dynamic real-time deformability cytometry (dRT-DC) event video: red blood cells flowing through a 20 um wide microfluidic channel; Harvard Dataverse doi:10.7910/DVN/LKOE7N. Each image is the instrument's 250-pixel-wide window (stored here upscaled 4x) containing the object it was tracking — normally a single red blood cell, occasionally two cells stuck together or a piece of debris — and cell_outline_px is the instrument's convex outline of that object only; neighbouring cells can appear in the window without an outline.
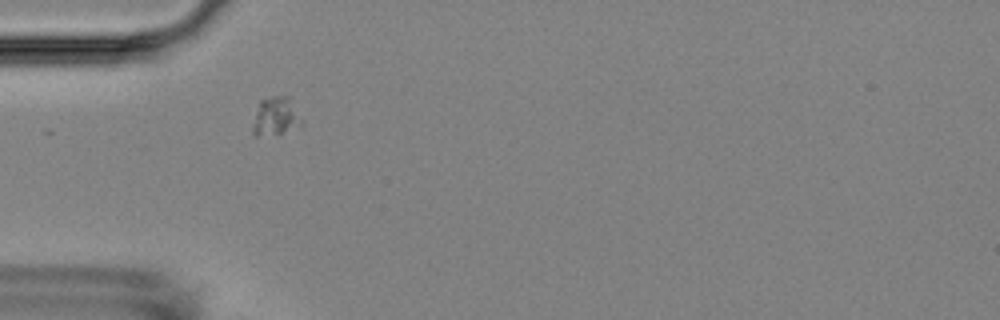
{"species": "Egyptian fruit bat (a non-hibernating species)", "species_latin": "Rousettus aegyptiacus", "temperature_condition": "room temperature", "stored_images_in_passage": 8, "camera_frame_rate_fps": 3000, "um_per_image_px": 0.085, "animal": {"sex": "female"}, "frame": {"image": 1, "passage_image": 1, "time_ms": 0.0, "image_size_px": [1000, 320], "cell_outline_px": [[304, 124], [300, 128], [280, 132], [256, 136], [252, 132], [252, 124], [260, 100], [272, 96], [288, 96]], "centroid_in_image_um": [23.44, 9.89], "position_along_channel_um": 61.6, "area_um2": 10.75}}
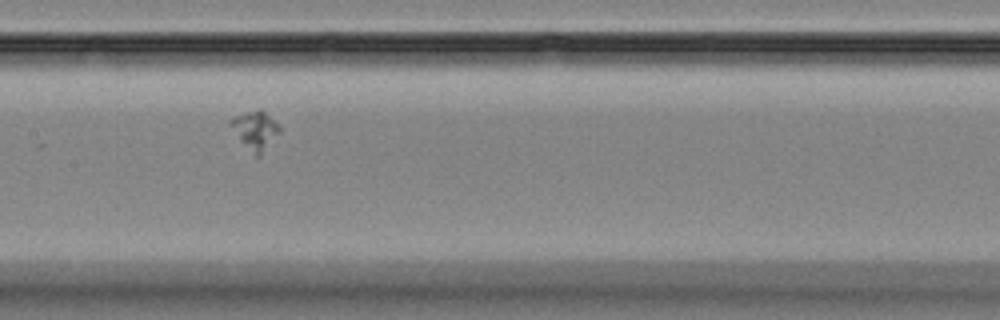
{"frame": {"image": 2, "passage_image": 4, "time_ms": 3.667, "image_size_px": [1000, 320], "cell_outline_px": [[280, 132], [260, 156], [256, 156], [240, 140], [228, 124], [228, 120], [236, 116], [260, 108], [280, 124]], "centroid_in_image_um": [21.71, 11.05], "position_along_channel_um": 185.7, "area_um2": 10.87}}
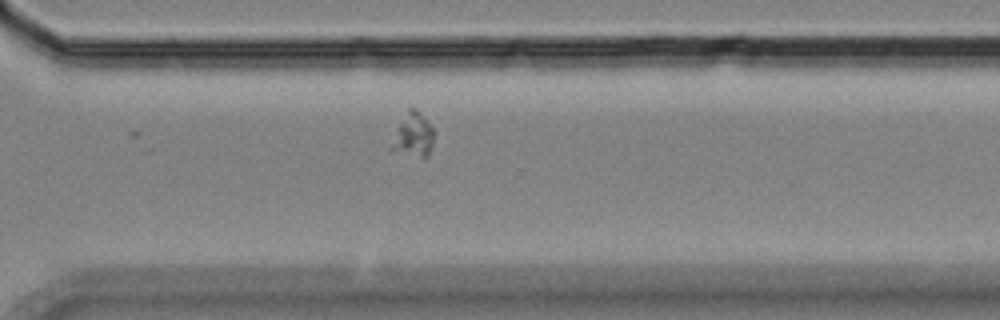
{"frame": {"image": 3, "passage_image": 8, "time_ms": 8.0, "image_size_px": [1000, 320], "cell_outline_px": [[436, 132], [428, 156], [420, 156], [392, 148], [400, 124], [408, 108], [416, 108], [420, 112]], "centroid_in_image_um": [35.24, 11.41], "position_along_channel_um": 335.4, "area_um2": 10.0}}